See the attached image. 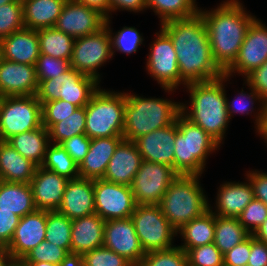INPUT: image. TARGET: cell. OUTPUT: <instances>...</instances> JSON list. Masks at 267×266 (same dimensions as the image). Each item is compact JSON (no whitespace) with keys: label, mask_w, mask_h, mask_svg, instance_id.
I'll list each match as a JSON object with an SVG mask.
<instances>
[{"label":"cell","mask_w":267,"mask_h":266,"mask_svg":"<svg viewBox=\"0 0 267 266\" xmlns=\"http://www.w3.org/2000/svg\"><path fill=\"white\" fill-rule=\"evenodd\" d=\"M262 139H264V142L267 143V133L262 137Z\"/></svg>","instance_id":"a7ac6f4b"},{"label":"cell","mask_w":267,"mask_h":266,"mask_svg":"<svg viewBox=\"0 0 267 266\" xmlns=\"http://www.w3.org/2000/svg\"><path fill=\"white\" fill-rule=\"evenodd\" d=\"M226 75L205 82L188 83L185 87L190 97V106L181 103V114L192 123L201 127L219 145L230 122L226 107Z\"/></svg>","instance_id":"3957f363"},{"label":"cell","mask_w":267,"mask_h":266,"mask_svg":"<svg viewBox=\"0 0 267 266\" xmlns=\"http://www.w3.org/2000/svg\"><path fill=\"white\" fill-rule=\"evenodd\" d=\"M25 28L39 30L55 27L67 0H21Z\"/></svg>","instance_id":"f1b7e54d"},{"label":"cell","mask_w":267,"mask_h":266,"mask_svg":"<svg viewBox=\"0 0 267 266\" xmlns=\"http://www.w3.org/2000/svg\"><path fill=\"white\" fill-rule=\"evenodd\" d=\"M267 133V100L264 101V117L263 123L260 128V137H263Z\"/></svg>","instance_id":"6125c7cd"},{"label":"cell","mask_w":267,"mask_h":266,"mask_svg":"<svg viewBox=\"0 0 267 266\" xmlns=\"http://www.w3.org/2000/svg\"><path fill=\"white\" fill-rule=\"evenodd\" d=\"M245 83L251 86L263 99L267 100V60L253 69L245 77Z\"/></svg>","instance_id":"f5cc1de1"},{"label":"cell","mask_w":267,"mask_h":266,"mask_svg":"<svg viewBox=\"0 0 267 266\" xmlns=\"http://www.w3.org/2000/svg\"><path fill=\"white\" fill-rule=\"evenodd\" d=\"M2 59V45H1V39H0V61Z\"/></svg>","instance_id":"003e7915"},{"label":"cell","mask_w":267,"mask_h":266,"mask_svg":"<svg viewBox=\"0 0 267 266\" xmlns=\"http://www.w3.org/2000/svg\"><path fill=\"white\" fill-rule=\"evenodd\" d=\"M40 54L65 60L71 59L75 38L55 27L37 30Z\"/></svg>","instance_id":"836d02e7"},{"label":"cell","mask_w":267,"mask_h":266,"mask_svg":"<svg viewBox=\"0 0 267 266\" xmlns=\"http://www.w3.org/2000/svg\"><path fill=\"white\" fill-rule=\"evenodd\" d=\"M110 21V18H106L104 26L108 29L111 38L112 54L114 55L117 51L127 55L136 53L144 41L142 34L135 27L127 26L123 27L117 33H113L110 28Z\"/></svg>","instance_id":"ab89813d"},{"label":"cell","mask_w":267,"mask_h":266,"mask_svg":"<svg viewBox=\"0 0 267 266\" xmlns=\"http://www.w3.org/2000/svg\"><path fill=\"white\" fill-rule=\"evenodd\" d=\"M174 170L179 175L202 176L209 155L220 146L201 127L181 113L176 118Z\"/></svg>","instance_id":"8992f818"},{"label":"cell","mask_w":267,"mask_h":266,"mask_svg":"<svg viewBox=\"0 0 267 266\" xmlns=\"http://www.w3.org/2000/svg\"><path fill=\"white\" fill-rule=\"evenodd\" d=\"M251 253V235L233 249L227 251L224 256V266H245Z\"/></svg>","instance_id":"f907efd6"},{"label":"cell","mask_w":267,"mask_h":266,"mask_svg":"<svg viewBox=\"0 0 267 266\" xmlns=\"http://www.w3.org/2000/svg\"><path fill=\"white\" fill-rule=\"evenodd\" d=\"M35 68L37 79L40 83L43 80L51 79L64 73L70 68V61L40 54L37 58Z\"/></svg>","instance_id":"c3c4849f"},{"label":"cell","mask_w":267,"mask_h":266,"mask_svg":"<svg viewBox=\"0 0 267 266\" xmlns=\"http://www.w3.org/2000/svg\"><path fill=\"white\" fill-rule=\"evenodd\" d=\"M12 266H23L20 261H16Z\"/></svg>","instance_id":"03108f58"},{"label":"cell","mask_w":267,"mask_h":266,"mask_svg":"<svg viewBox=\"0 0 267 266\" xmlns=\"http://www.w3.org/2000/svg\"><path fill=\"white\" fill-rule=\"evenodd\" d=\"M86 111L85 107H78L74 112L64 118L62 121L55 123L48 131L50 143L60 144L72 136L85 134Z\"/></svg>","instance_id":"f35d334b"},{"label":"cell","mask_w":267,"mask_h":266,"mask_svg":"<svg viewBox=\"0 0 267 266\" xmlns=\"http://www.w3.org/2000/svg\"><path fill=\"white\" fill-rule=\"evenodd\" d=\"M178 175L171 166L143 160L131 185L137 205H158Z\"/></svg>","instance_id":"4fadbf2b"},{"label":"cell","mask_w":267,"mask_h":266,"mask_svg":"<svg viewBox=\"0 0 267 266\" xmlns=\"http://www.w3.org/2000/svg\"><path fill=\"white\" fill-rule=\"evenodd\" d=\"M112 58L111 38L104 26L94 34L75 38L70 67L101 82L97 69Z\"/></svg>","instance_id":"8fae6325"},{"label":"cell","mask_w":267,"mask_h":266,"mask_svg":"<svg viewBox=\"0 0 267 266\" xmlns=\"http://www.w3.org/2000/svg\"><path fill=\"white\" fill-rule=\"evenodd\" d=\"M177 122L156 129L137 138L136 144L143 160L171 166L174 168V142L176 139Z\"/></svg>","instance_id":"44dd1931"},{"label":"cell","mask_w":267,"mask_h":266,"mask_svg":"<svg viewBox=\"0 0 267 266\" xmlns=\"http://www.w3.org/2000/svg\"><path fill=\"white\" fill-rule=\"evenodd\" d=\"M47 211L35 210L21 217L13 238L6 247L15 261H21L45 240Z\"/></svg>","instance_id":"ac0fdd59"},{"label":"cell","mask_w":267,"mask_h":266,"mask_svg":"<svg viewBox=\"0 0 267 266\" xmlns=\"http://www.w3.org/2000/svg\"><path fill=\"white\" fill-rule=\"evenodd\" d=\"M39 82L35 65L0 61V96L36 95Z\"/></svg>","instance_id":"d6986e66"},{"label":"cell","mask_w":267,"mask_h":266,"mask_svg":"<svg viewBox=\"0 0 267 266\" xmlns=\"http://www.w3.org/2000/svg\"><path fill=\"white\" fill-rule=\"evenodd\" d=\"M130 218L145 253L175 246L172 243L177 230L163 215L159 205H137Z\"/></svg>","instance_id":"9c48e42d"},{"label":"cell","mask_w":267,"mask_h":266,"mask_svg":"<svg viewBox=\"0 0 267 266\" xmlns=\"http://www.w3.org/2000/svg\"><path fill=\"white\" fill-rule=\"evenodd\" d=\"M252 236L258 241L267 244V219L256 229Z\"/></svg>","instance_id":"94428289"},{"label":"cell","mask_w":267,"mask_h":266,"mask_svg":"<svg viewBox=\"0 0 267 266\" xmlns=\"http://www.w3.org/2000/svg\"><path fill=\"white\" fill-rule=\"evenodd\" d=\"M250 235L237 218L215 215L214 244L222 254L242 243Z\"/></svg>","instance_id":"d6a6232c"},{"label":"cell","mask_w":267,"mask_h":266,"mask_svg":"<svg viewBox=\"0 0 267 266\" xmlns=\"http://www.w3.org/2000/svg\"><path fill=\"white\" fill-rule=\"evenodd\" d=\"M126 93L99 89L85 106V134L90 138L123 137Z\"/></svg>","instance_id":"52a82bcc"},{"label":"cell","mask_w":267,"mask_h":266,"mask_svg":"<svg viewBox=\"0 0 267 266\" xmlns=\"http://www.w3.org/2000/svg\"><path fill=\"white\" fill-rule=\"evenodd\" d=\"M72 220L56 211H47L45 240L71 253Z\"/></svg>","instance_id":"8d00e7d4"},{"label":"cell","mask_w":267,"mask_h":266,"mask_svg":"<svg viewBox=\"0 0 267 266\" xmlns=\"http://www.w3.org/2000/svg\"><path fill=\"white\" fill-rule=\"evenodd\" d=\"M23 266H59L49 262H21Z\"/></svg>","instance_id":"be15d7a7"},{"label":"cell","mask_w":267,"mask_h":266,"mask_svg":"<svg viewBox=\"0 0 267 266\" xmlns=\"http://www.w3.org/2000/svg\"><path fill=\"white\" fill-rule=\"evenodd\" d=\"M0 210L12 211L19 217L36 210L30 183L0 180Z\"/></svg>","instance_id":"1f68e13d"},{"label":"cell","mask_w":267,"mask_h":266,"mask_svg":"<svg viewBox=\"0 0 267 266\" xmlns=\"http://www.w3.org/2000/svg\"><path fill=\"white\" fill-rule=\"evenodd\" d=\"M106 17L98 10L76 0H67L55 28L73 38L98 32L105 25Z\"/></svg>","instance_id":"2e32d148"},{"label":"cell","mask_w":267,"mask_h":266,"mask_svg":"<svg viewBox=\"0 0 267 266\" xmlns=\"http://www.w3.org/2000/svg\"><path fill=\"white\" fill-rule=\"evenodd\" d=\"M245 175L252 186L254 198L263 201L267 205V172L251 170L247 171Z\"/></svg>","instance_id":"db71d44e"},{"label":"cell","mask_w":267,"mask_h":266,"mask_svg":"<svg viewBox=\"0 0 267 266\" xmlns=\"http://www.w3.org/2000/svg\"><path fill=\"white\" fill-rule=\"evenodd\" d=\"M198 175H178L158 204L170 224L178 230L182 225L209 210L207 195Z\"/></svg>","instance_id":"5b68a950"},{"label":"cell","mask_w":267,"mask_h":266,"mask_svg":"<svg viewBox=\"0 0 267 266\" xmlns=\"http://www.w3.org/2000/svg\"><path fill=\"white\" fill-rule=\"evenodd\" d=\"M237 219L252 235L267 219V205L263 201L253 198Z\"/></svg>","instance_id":"bcb514c9"},{"label":"cell","mask_w":267,"mask_h":266,"mask_svg":"<svg viewBox=\"0 0 267 266\" xmlns=\"http://www.w3.org/2000/svg\"><path fill=\"white\" fill-rule=\"evenodd\" d=\"M248 266H267V244L260 242L251 235V253Z\"/></svg>","instance_id":"11a10c76"},{"label":"cell","mask_w":267,"mask_h":266,"mask_svg":"<svg viewBox=\"0 0 267 266\" xmlns=\"http://www.w3.org/2000/svg\"><path fill=\"white\" fill-rule=\"evenodd\" d=\"M76 105L61 99L41 103L42 125L48 130L55 124L70 116Z\"/></svg>","instance_id":"ee69618b"},{"label":"cell","mask_w":267,"mask_h":266,"mask_svg":"<svg viewBox=\"0 0 267 266\" xmlns=\"http://www.w3.org/2000/svg\"><path fill=\"white\" fill-rule=\"evenodd\" d=\"M15 0H0V6L1 5H4V4H7V3H11V2H14Z\"/></svg>","instance_id":"e7e4bbea"},{"label":"cell","mask_w":267,"mask_h":266,"mask_svg":"<svg viewBox=\"0 0 267 266\" xmlns=\"http://www.w3.org/2000/svg\"><path fill=\"white\" fill-rule=\"evenodd\" d=\"M126 93L124 131L125 140L135 141L156 129L173 124L181 113V103L164 98H144Z\"/></svg>","instance_id":"277c9868"},{"label":"cell","mask_w":267,"mask_h":266,"mask_svg":"<svg viewBox=\"0 0 267 266\" xmlns=\"http://www.w3.org/2000/svg\"><path fill=\"white\" fill-rule=\"evenodd\" d=\"M68 254L69 253L64 248L43 240L20 262H49L59 265Z\"/></svg>","instance_id":"f6af8a7d"},{"label":"cell","mask_w":267,"mask_h":266,"mask_svg":"<svg viewBox=\"0 0 267 266\" xmlns=\"http://www.w3.org/2000/svg\"><path fill=\"white\" fill-rule=\"evenodd\" d=\"M138 266H188L187 254L179 245L146 253Z\"/></svg>","instance_id":"b9f144b4"},{"label":"cell","mask_w":267,"mask_h":266,"mask_svg":"<svg viewBox=\"0 0 267 266\" xmlns=\"http://www.w3.org/2000/svg\"><path fill=\"white\" fill-rule=\"evenodd\" d=\"M176 51L180 85L212 81L224 75L214 62L207 28L200 14L160 24Z\"/></svg>","instance_id":"6da1fadb"},{"label":"cell","mask_w":267,"mask_h":266,"mask_svg":"<svg viewBox=\"0 0 267 266\" xmlns=\"http://www.w3.org/2000/svg\"><path fill=\"white\" fill-rule=\"evenodd\" d=\"M95 213L103 220L131 217L137 203L129 186L94 179Z\"/></svg>","instance_id":"5bb4252c"},{"label":"cell","mask_w":267,"mask_h":266,"mask_svg":"<svg viewBox=\"0 0 267 266\" xmlns=\"http://www.w3.org/2000/svg\"><path fill=\"white\" fill-rule=\"evenodd\" d=\"M88 7L98 10L106 18H110V4L109 0H76Z\"/></svg>","instance_id":"6f0895ef"},{"label":"cell","mask_w":267,"mask_h":266,"mask_svg":"<svg viewBox=\"0 0 267 266\" xmlns=\"http://www.w3.org/2000/svg\"><path fill=\"white\" fill-rule=\"evenodd\" d=\"M212 209L213 207L209 204V210L202 216L182 225L177 230V236L180 234L181 241L184 242L179 247L184 252H187L193 247H199L214 242L215 214Z\"/></svg>","instance_id":"f546056e"},{"label":"cell","mask_w":267,"mask_h":266,"mask_svg":"<svg viewBox=\"0 0 267 266\" xmlns=\"http://www.w3.org/2000/svg\"><path fill=\"white\" fill-rule=\"evenodd\" d=\"M90 144L91 139L86 134L72 136L60 143L78 166L89 151Z\"/></svg>","instance_id":"681fc988"},{"label":"cell","mask_w":267,"mask_h":266,"mask_svg":"<svg viewBox=\"0 0 267 266\" xmlns=\"http://www.w3.org/2000/svg\"><path fill=\"white\" fill-rule=\"evenodd\" d=\"M24 28L21 0H15L0 6V39Z\"/></svg>","instance_id":"60d3db41"},{"label":"cell","mask_w":267,"mask_h":266,"mask_svg":"<svg viewBox=\"0 0 267 266\" xmlns=\"http://www.w3.org/2000/svg\"><path fill=\"white\" fill-rule=\"evenodd\" d=\"M188 266H224V256L214 242L189 249Z\"/></svg>","instance_id":"7bdbcfd3"},{"label":"cell","mask_w":267,"mask_h":266,"mask_svg":"<svg viewBox=\"0 0 267 266\" xmlns=\"http://www.w3.org/2000/svg\"><path fill=\"white\" fill-rule=\"evenodd\" d=\"M123 139V137L91 139L89 151L79 165V177L102 179L111 157Z\"/></svg>","instance_id":"484cf974"},{"label":"cell","mask_w":267,"mask_h":266,"mask_svg":"<svg viewBox=\"0 0 267 266\" xmlns=\"http://www.w3.org/2000/svg\"><path fill=\"white\" fill-rule=\"evenodd\" d=\"M243 7L239 0H226L210 11L200 8L213 60L223 72L237 59L246 32L256 18Z\"/></svg>","instance_id":"7a4b0ae2"},{"label":"cell","mask_w":267,"mask_h":266,"mask_svg":"<svg viewBox=\"0 0 267 266\" xmlns=\"http://www.w3.org/2000/svg\"><path fill=\"white\" fill-rule=\"evenodd\" d=\"M2 58L35 65L40 55L37 30L24 28L1 39Z\"/></svg>","instance_id":"d4e9b609"},{"label":"cell","mask_w":267,"mask_h":266,"mask_svg":"<svg viewBox=\"0 0 267 266\" xmlns=\"http://www.w3.org/2000/svg\"><path fill=\"white\" fill-rule=\"evenodd\" d=\"M68 178L47 170L36 168L30 185L36 210L56 211L63 202Z\"/></svg>","instance_id":"ffe728a7"},{"label":"cell","mask_w":267,"mask_h":266,"mask_svg":"<svg viewBox=\"0 0 267 266\" xmlns=\"http://www.w3.org/2000/svg\"><path fill=\"white\" fill-rule=\"evenodd\" d=\"M110 14L117 10L138 13L147 9L145 0H109Z\"/></svg>","instance_id":"9f6ffc18"},{"label":"cell","mask_w":267,"mask_h":266,"mask_svg":"<svg viewBox=\"0 0 267 266\" xmlns=\"http://www.w3.org/2000/svg\"><path fill=\"white\" fill-rule=\"evenodd\" d=\"M21 217L12 211L0 210V247H7Z\"/></svg>","instance_id":"816d5d0a"},{"label":"cell","mask_w":267,"mask_h":266,"mask_svg":"<svg viewBox=\"0 0 267 266\" xmlns=\"http://www.w3.org/2000/svg\"><path fill=\"white\" fill-rule=\"evenodd\" d=\"M37 166L18 153L8 142L0 141V180L30 183Z\"/></svg>","instance_id":"83f0119b"},{"label":"cell","mask_w":267,"mask_h":266,"mask_svg":"<svg viewBox=\"0 0 267 266\" xmlns=\"http://www.w3.org/2000/svg\"><path fill=\"white\" fill-rule=\"evenodd\" d=\"M57 211L71 220L95 213L94 180L83 177L69 179Z\"/></svg>","instance_id":"603a6c76"},{"label":"cell","mask_w":267,"mask_h":266,"mask_svg":"<svg viewBox=\"0 0 267 266\" xmlns=\"http://www.w3.org/2000/svg\"><path fill=\"white\" fill-rule=\"evenodd\" d=\"M6 142L39 167L44 162L45 153L50 144L49 131L42 125L37 129L14 135Z\"/></svg>","instance_id":"4dcf8cb0"},{"label":"cell","mask_w":267,"mask_h":266,"mask_svg":"<svg viewBox=\"0 0 267 266\" xmlns=\"http://www.w3.org/2000/svg\"><path fill=\"white\" fill-rule=\"evenodd\" d=\"M146 7L152 9L163 24L170 20L188 19L199 14L196 0H145Z\"/></svg>","instance_id":"e575fe53"},{"label":"cell","mask_w":267,"mask_h":266,"mask_svg":"<svg viewBox=\"0 0 267 266\" xmlns=\"http://www.w3.org/2000/svg\"><path fill=\"white\" fill-rule=\"evenodd\" d=\"M105 220L93 213L72 220L71 253L83 255L103 246Z\"/></svg>","instance_id":"cb8c5ba5"},{"label":"cell","mask_w":267,"mask_h":266,"mask_svg":"<svg viewBox=\"0 0 267 266\" xmlns=\"http://www.w3.org/2000/svg\"><path fill=\"white\" fill-rule=\"evenodd\" d=\"M103 246L138 266L146 253L136 234L131 218L105 221Z\"/></svg>","instance_id":"e0dca14e"},{"label":"cell","mask_w":267,"mask_h":266,"mask_svg":"<svg viewBox=\"0 0 267 266\" xmlns=\"http://www.w3.org/2000/svg\"><path fill=\"white\" fill-rule=\"evenodd\" d=\"M247 86L250 89V93L244 92L243 88L241 92L238 94V96L235 97V99L230 102L226 94V107L228 111L229 118L231 119L234 114H245L249 115V113L252 114L254 112V103L255 101L260 103L259 109L257 110V114L255 116V128L258 135L260 134V128L263 123V117H264V101L261 98V96L251 87L247 84ZM262 103V104H261Z\"/></svg>","instance_id":"74e56055"},{"label":"cell","mask_w":267,"mask_h":266,"mask_svg":"<svg viewBox=\"0 0 267 266\" xmlns=\"http://www.w3.org/2000/svg\"><path fill=\"white\" fill-rule=\"evenodd\" d=\"M255 18L250 24L245 39L240 47L237 59L224 72L231 77L234 73L245 77L253 69L260 67L267 60V26Z\"/></svg>","instance_id":"9a60e30c"},{"label":"cell","mask_w":267,"mask_h":266,"mask_svg":"<svg viewBox=\"0 0 267 266\" xmlns=\"http://www.w3.org/2000/svg\"><path fill=\"white\" fill-rule=\"evenodd\" d=\"M82 258L85 266H133L123 256L105 246L84 253Z\"/></svg>","instance_id":"7dc6e473"},{"label":"cell","mask_w":267,"mask_h":266,"mask_svg":"<svg viewBox=\"0 0 267 266\" xmlns=\"http://www.w3.org/2000/svg\"><path fill=\"white\" fill-rule=\"evenodd\" d=\"M246 181L224 182L220 185L213 212L215 215L230 218L240 215L254 198L252 186L248 179Z\"/></svg>","instance_id":"4316f807"},{"label":"cell","mask_w":267,"mask_h":266,"mask_svg":"<svg viewBox=\"0 0 267 266\" xmlns=\"http://www.w3.org/2000/svg\"><path fill=\"white\" fill-rule=\"evenodd\" d=\"M151 43L146 60L148 74L165 92L173 93L180 85V73L176 51L170 37L160 28Z\"/></svg>","instance_id":"7c38bea8"},{"label":"cell","mask_w":267,"mask_h":266,"mask_svg":"<svg viewBox=\"0 0 267 266\" xmlns=\"http://www.w3.org/2000/svg\"><path fill=\"white\" fill-rule=\"evenodd\" d=\"M99 84L95 78L70 67L59 76L41 81L36 96L40 103L61 99L85 107Z\"/></svg>","instance_id":"ba28073f"},{"label":"cell","mask_w":267,"mask_h":266,"mask_svg":"<svg viewBox=\"0 0 267 266\" xmlns=\"http://www.w3.org/2000/svg\"><path fill=\"white\" fill-rule=\"evenodd\" d=\"M43 168L55 172L68 179L79 177V166L60 144L50 143L41 165Z\"/></svg>","instance_id":"d590c367"},{"label":"cell","mask_w":267,"mask_h":266,"mask_svg":"<svg viewBox=\"0 0 267 266\" xmlns=\"http://www.w3.org/2000/svg\"><path fill=\"white\" fill-rule=\"evenodd\" d=\"M142 161L134 141L123 139L111 157L102 179L131 187Z\"/></svg>","instance_id":"7402d4cb"},{"label":"cell","mask_w":267,"mask_h":266,"mask_svg":"<svg viewBox=\"0 0 267 266\" xmlns=\"http://www.w3.org/2000/svg\"><path fill=\"white\" fill-rule=\"evenodd\" d=\"M59 266H85L82 255L69 253Z\"/></svg>","instance_id":"680465c9"},{"label":"cell","mask_w":267,"mask_h":266,"mask_svg":"<svg viewBox=\"0 0 267 266\" xmlns=\"http://www.w3.org/2000/svg\"><path fill=\"white\" fill-rule=\"evenodd\" d=\"M16 261L6 247H0V266H12Z\"/></svg>","instance_id":"91938a15"},{"label":"cell","mask_w":267,"mask_h":266,"mask_svg":"<svg viewBox=\"0 0 267 266\" xmlns=\"http://www.w3.org/2000/svg\"><path fill=\"white\" fill-rule=\"evenodd\" d=\"M42 126L41 103L36 95L2 97L0 141Z\"/></svg>","instance_id":"30bf717a"}]
</instances>
